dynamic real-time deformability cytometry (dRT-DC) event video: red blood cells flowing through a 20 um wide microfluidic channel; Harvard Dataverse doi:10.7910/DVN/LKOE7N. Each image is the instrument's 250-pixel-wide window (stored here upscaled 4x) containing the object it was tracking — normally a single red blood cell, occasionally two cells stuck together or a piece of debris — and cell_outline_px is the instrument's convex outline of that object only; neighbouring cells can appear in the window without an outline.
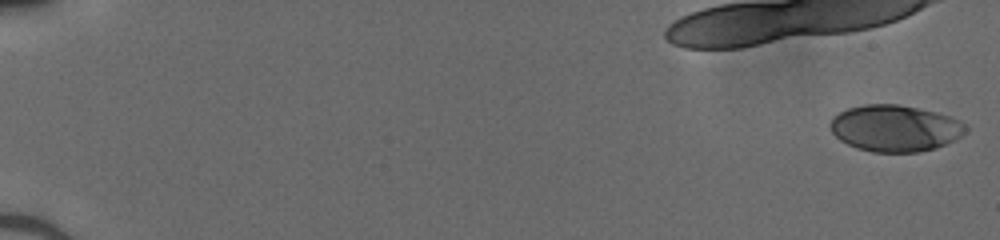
{"species": "human", "species_latin": "Homo sapiens", "temperature_condition": "cold", "stored_images_in_passage": 51, "camera_frame_rate_fps": 3000, "um_per_image_px": 0.085, "donor": {"sex": "male"}, "frame": {"image": 1, "passage_image": 1, "time_ms": 0.0, "image_size_px": [1000, 240], "cell_outline_px": [[968, 128], [960, 136], [936, 148], [920, 152], [872, 152], [856, 148], [840, 140], [832, 132], [828, 124], [832, 116], [848, 108], [864, 104], [896, 104], [936, 112], [948, 116], [964, 124]], "centroid_in_image_um": [76.01, 10.9], "position_along_channel_um": 9.0, "area_um2": 36.53}}
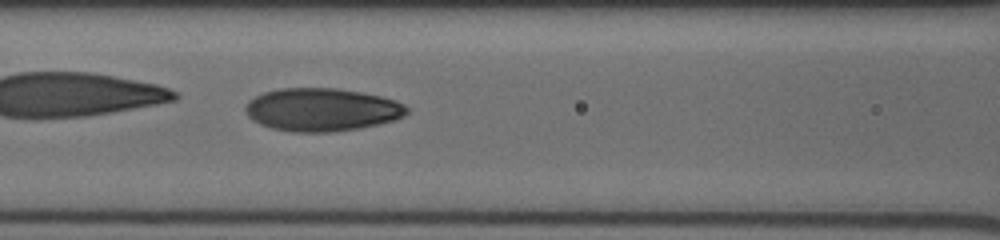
{"frame": {"image": 2, "passage_image": 25, "time_ms": 8.0, "image_size_px": [1000, 240], "cell_outline_px": [[408, 112], [404, 116], [396, 120], [360, 128], [332, 132], [292, 132], [272, 128], [260, 124], [252, 120], [248, 116], [244, 108], [248, 100], [264, 92], [280, 88], [336, 88], [360, 92], [380, 96], [396, 100], [404, 104], [408, 108]], "centroid_in_image_um": [27.36, 9.32], "position_along_channel_um": 139.2, "area_um2": 40.63}}
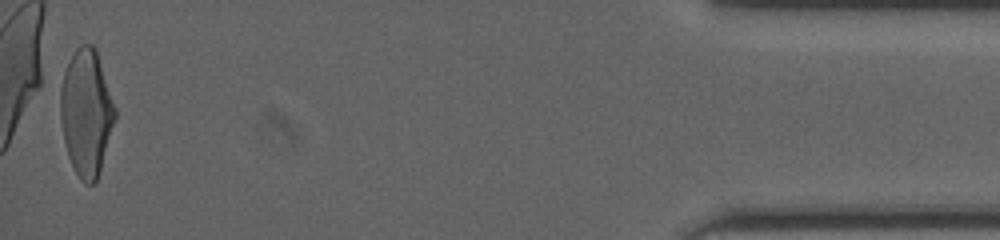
{"frame": {"image": 3, "passage_image": 51, "time_ms": 16.667, "image_size_px": [1000, 240], "cell_outline_px": [[116, 116], [100, 172], [96, 180], [92, 184], [84, 184], [80, 180], [68, 156], [64, 140], [60, 120], [60, 88], [64, 72], [76, 48], [80, 44], [92, 44], [96, 48], [116, 108]], "centroid_in_image_um": [7.34, 9.56], "position_along_channel_um": 427.9, "area_um2": 40.23}}